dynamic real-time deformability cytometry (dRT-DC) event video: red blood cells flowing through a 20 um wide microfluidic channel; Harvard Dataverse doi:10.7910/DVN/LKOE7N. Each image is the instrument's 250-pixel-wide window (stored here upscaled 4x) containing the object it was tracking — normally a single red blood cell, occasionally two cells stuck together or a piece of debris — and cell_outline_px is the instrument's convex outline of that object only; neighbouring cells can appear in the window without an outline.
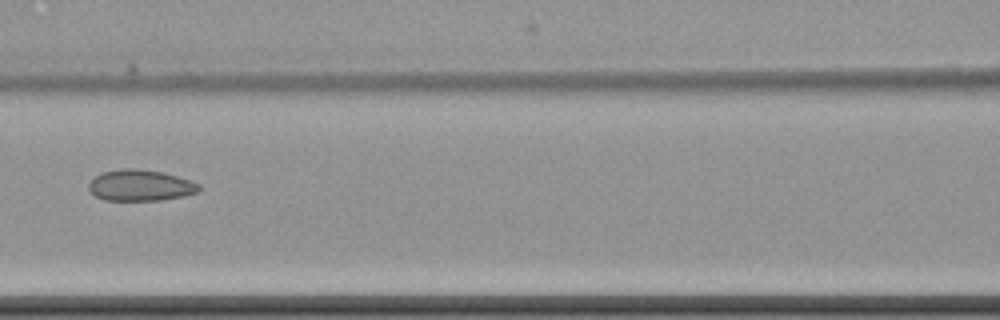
{"species": "common noctule bat (a hibernating species)", "species_latin": "Nyctalus noctula", "temperature_condition": "cold", "stored_images_in_passage": 8, "camera_frame_rate_fps": 3000, "um_per_image_px": 0.085, "animal": {"sex": "female", "body_mass_g": 22.7, "forearm_length_mm": 54.2}, "frame": {"image": 1, "passage_image": 8, "time_ms": 8.667, "image_size_px": [1000, 320], "cell_outline_px": [[200, 192], [184, 196], [160, 200], [104, 200], [96, 196], [88, 188], [88, 184], [96, 176], [104, 172], [124, 168], [136, 168], [160, 172], [176, 176], [200, 184]], "centroid_in_image_um": [11.95, 15.76], "position_along_channel_um": 154.7, "area_um2": 19.83}}